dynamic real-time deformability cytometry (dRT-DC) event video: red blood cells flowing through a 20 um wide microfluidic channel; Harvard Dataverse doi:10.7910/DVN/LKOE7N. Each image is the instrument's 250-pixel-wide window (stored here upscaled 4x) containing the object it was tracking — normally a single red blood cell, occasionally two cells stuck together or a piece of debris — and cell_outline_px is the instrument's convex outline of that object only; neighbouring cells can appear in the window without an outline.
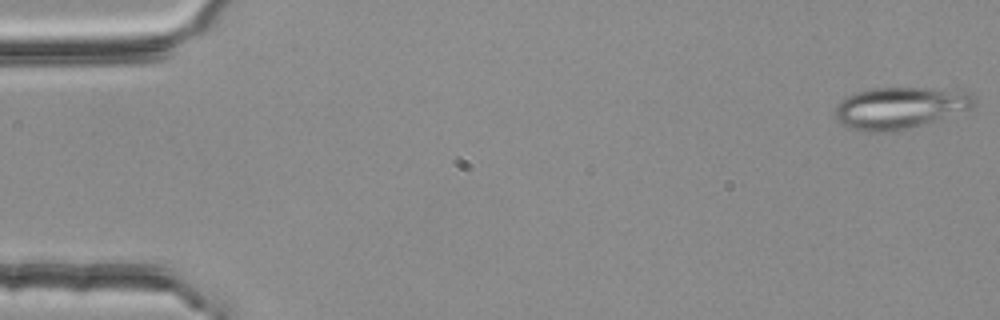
{"species": "common noctule bat (a hibernating species)", "species_latin": "Nyctalus noctula", "temperature_condition": "room temperature", "stored_images_in_passage": 54, "camera_frame_rate_fps": 3000, "um_per_image_px": 0.085, "animal": {"sex": "female", "body_mass_g": 25.1}, "frame": {"image": 1, "passage_image": 1, "time_ms": 0.0, "image_size_px": [1000, 320], "cell_outline_px": [[976, 108], [908, 128], [892, 132], [864, 132], [852, 128], [836, 120], [832, 112], [848, 96], [856, 92], [876, 88], [928, 88], [968, 92], [976, 100]], "centroid_in_image_um": [76.51, 9.18], "position_along_channel_um": 8.5, "area_um2": 33.58}}
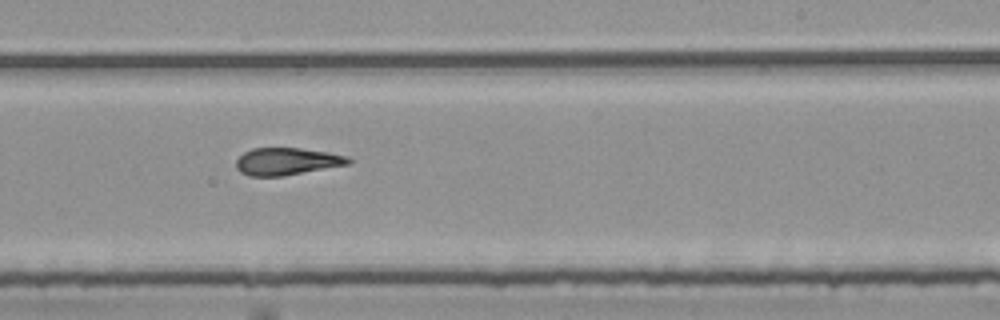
{"frame": {"image": 2, "passage_image": 33, "time_ms": 10.667, "image_size_px": [1000, 320], "cell_outline_px": [[352, 160], [348, 164], [280, 176], [248, 176], [240, 172], [236, 168], [236, 160], [244, 152], [252, 148], [300, 148], [328, 152], [348, 156]], "centroid_in_image_um": [24.35, 13.71], "position_along_channel_um": 264.7, "area_um2": 17.69}}
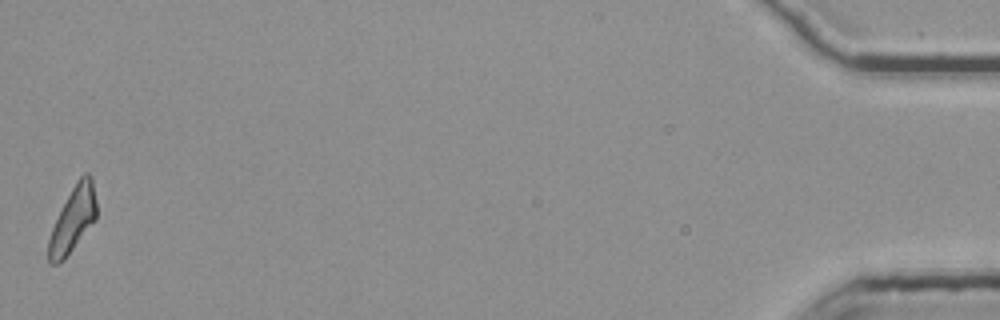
{"frame": {"image": 3, "passage_image": 54, "time_ms": 17.667, "image_size_px": [1000, 320], "cell_outline_px": [[96, 220], [64, 260], [56, 264], [52, 264], [48, 260], [48, 240], [52, 228], [76, 180], [84, 172], [88, 172], [92, 176], [96, 200]], "centroid_in_image_um": [6.22, 18.65], "position_along_channel_um": 429.0, "area_um2": 18.09}, "authors_computed_cell_mechanics": {"area_um2": 18.6116, "velocity_mm_per_s": 3.7595, "shape_relaxation_time_tau1_ms": null, "shape_relaxation_time_tau2_ms": 2.3907, "deformation_change_tau1": null, "deformation_change_tau2": 0.1055}}